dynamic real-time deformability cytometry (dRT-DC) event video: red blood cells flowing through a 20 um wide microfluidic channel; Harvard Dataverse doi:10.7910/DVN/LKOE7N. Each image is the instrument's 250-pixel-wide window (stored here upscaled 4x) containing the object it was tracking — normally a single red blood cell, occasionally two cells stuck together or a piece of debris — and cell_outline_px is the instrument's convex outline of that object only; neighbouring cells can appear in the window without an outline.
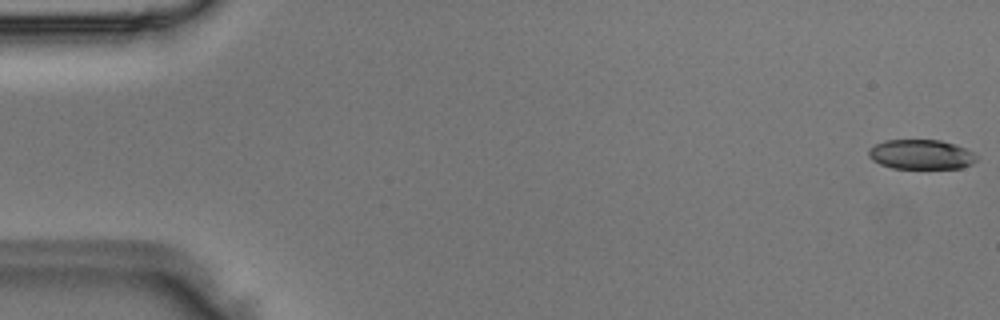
{"species": "Egyptian fruit bat (a non-hibernating species)", "species_latin": "Rousettus aegyptiacus", "temperature_condition": "room temperature", "stored_images_in_passage": 5, "segment_of_instrument_passage": [1, 2], "camera_frame_rate_fps": 3000, "um_per_image_px": 0.085, "animal": {"sex": "male"}, "frame": {"image": 1, "passage_image": 1, "time_ms": 0.0, "image_size_px": [1000, 320], "cell_outline_px": [[976, 160], [972, 164], [960, 168], [892, 168], [880, 164], [872, 160], [868, 156], [868, 148], [884, 140], [940, 140], [956, 144], [972, 152], [976, 156]], "centroid_in_image_um": [78.26, 13.12], "position_along_channel_um": 6.7, "area_um2": 18.67}}